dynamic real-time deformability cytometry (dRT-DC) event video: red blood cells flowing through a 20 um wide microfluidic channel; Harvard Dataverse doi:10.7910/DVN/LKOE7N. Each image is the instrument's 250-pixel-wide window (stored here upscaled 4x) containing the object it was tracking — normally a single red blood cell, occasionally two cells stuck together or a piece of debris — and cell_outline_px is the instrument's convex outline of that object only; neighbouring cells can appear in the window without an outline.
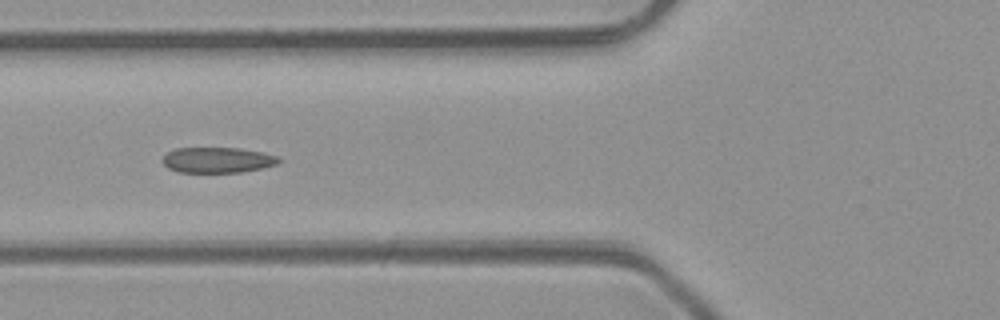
{"species": "common noctule bat (a hibernating species)", "species_latin": "Nyctalus noctula", "temperature_condition": "room temperature", "stored_images_in_passage": 4, "camera_frame_rate_fps": 3000, "um_per_image_px": 0.085, "animal": {"sex": "male", "body_mass_g": 23.1, "forearm_length_mm": 52.7}, "frame": {"image": 1, "passage_image": 4, "time_ms": 4.333, "image_size_px": [1000, 320], "cell_outline_px": [[280, 160], [276, 164], [260, 168], [240, 172], [180, 172], [168, 168], [160, 160], [168, 152], [176, 148], [240, 148], [264, 152], [276, 156]], "centroid_in_image_um": [18.45, 13.59], "position_along_channel_um": 107.3, "area_um2": 17.17}}